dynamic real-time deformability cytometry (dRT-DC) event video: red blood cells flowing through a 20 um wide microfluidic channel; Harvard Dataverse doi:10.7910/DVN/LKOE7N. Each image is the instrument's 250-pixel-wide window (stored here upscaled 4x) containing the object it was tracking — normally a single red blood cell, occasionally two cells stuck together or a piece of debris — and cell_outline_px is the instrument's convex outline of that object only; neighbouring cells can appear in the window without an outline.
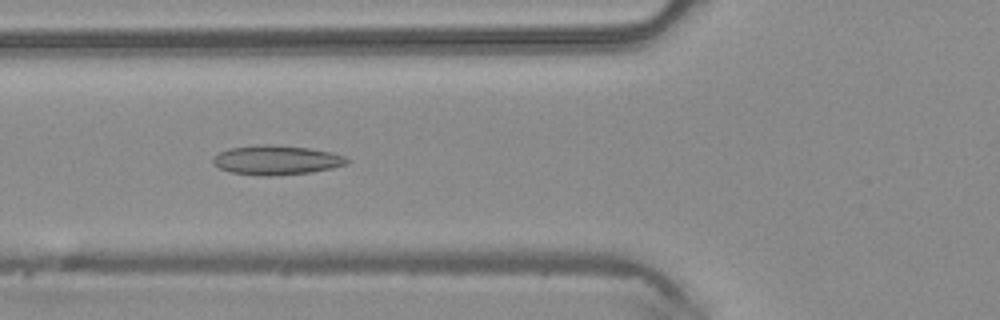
{"species": "common noctule bat (a hibernating species)", "species_latin": "Nyctalus noctula", "temperature_condition": "warm", "stored_images_in_passage": 33, "camera_frame_rate_fps": 3000, "um_per_image_px": 0.085, "animal": {"sex": "male", "body_mass_g": 20.4}, "frame": {"image": 1, "passage_image": 13, "time_ms": 4.0, "image_size_px": [1000, 320], "cell_outline_px": [[352, 160], [348, 164], [332, 168], [312, 172], [276, 176], [264, 176], [232, 172], [220, 168], [212, 164], [212, 156], [228, 148], [256, 144], [264, 144], [308, 148], [332, 152], [348, 156]], "centroid_in_image_um": [23.53, 13.6], "position_along_channel_um": 102.3, "area_um2": 23.29}}
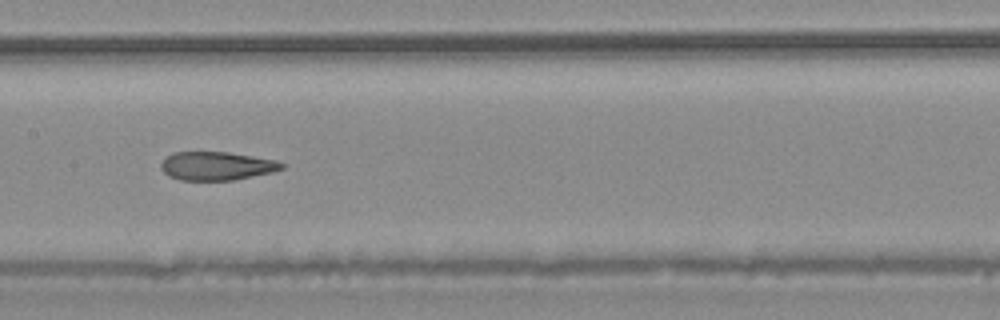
{"frame": {"image": 2, "passage_image": 19, "time_ms": 6.0, "image_size_px": [1000, 320], "cell_outline_px": [[284, 168], [272, 172], [236, 180], [180, 180], [168, 176], [160, 168], [160, 164], [172, 152], [228, 152], [276, 160], [284, 164]], "centroid_in_image_um": [18.41, 14.11], "position_along_channel_um": 189.0, "area_um2": 20.06}}
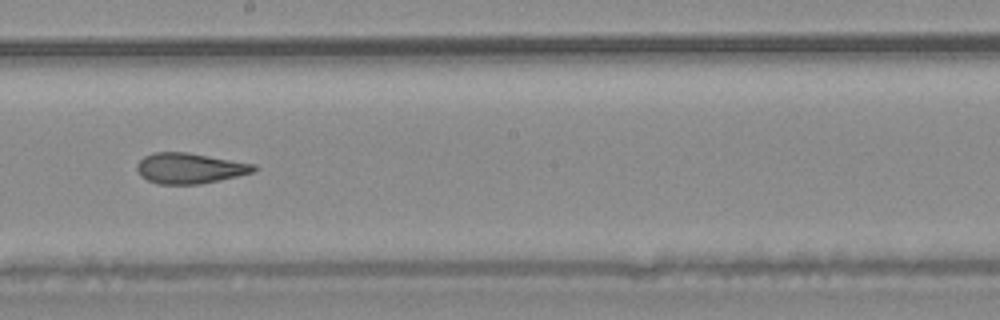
{"frame": {"image": 3, "passage_image": 22, "time_ms": 7.0, "image_size_px": [1000, 320], "cell_outline_px": [[260, 168], [252, 172], [236, 176], [200, 184], [160, 184], [148, 180], [140, 176], [136, 168], [136, 164], [144, 156], [152, 152], [188, 152], [256, 164]], "centroid_in_image_um": [16.11, 14.29], "position_along_channel_um": 232.1, "area_um2": 20.87}}